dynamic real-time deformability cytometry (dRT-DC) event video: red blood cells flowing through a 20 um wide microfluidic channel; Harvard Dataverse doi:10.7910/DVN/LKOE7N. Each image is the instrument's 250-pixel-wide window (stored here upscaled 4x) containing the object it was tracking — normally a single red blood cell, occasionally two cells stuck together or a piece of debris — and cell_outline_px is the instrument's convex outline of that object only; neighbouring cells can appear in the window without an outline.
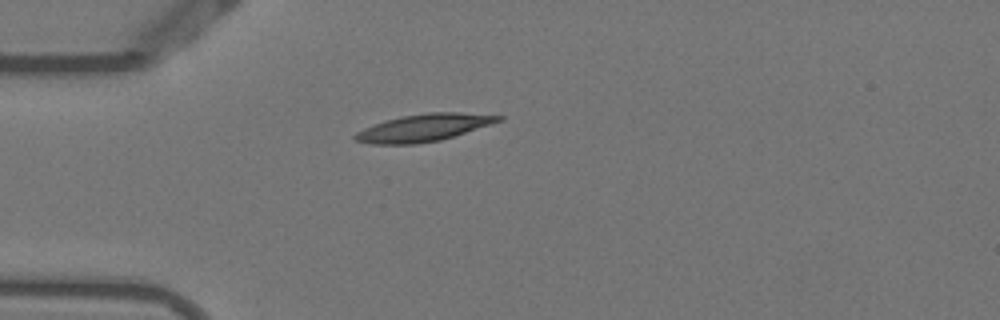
{"species": "Egyptian fruit bat (a non-hibernating species)", "species_latin": "Rousettus aegyptiacus", "temperature_condition": "warm", "stored_images_in_passage": 36, "camera_frame_rate_fps": 3000, "um_per_image_px": 0.085, "animal": {"sex": "female"}, "frame": {"image": 1, "passage_image": 1, "time_ms": 0.0, "image_size_px": [1000, 320], "cell_outline_px": [[504, 120], [440, 140], [416, 144], [372, 144], [352, 140], [352, 136], [356, 132], [372, 124], [384, 120], [400, 116], [428, 112], [460, 112], [504, 116]], "centroid_in_image_um": [35.97, 10.85], "position_along_channel_um": 49.0, "area_um2": 22.95}}
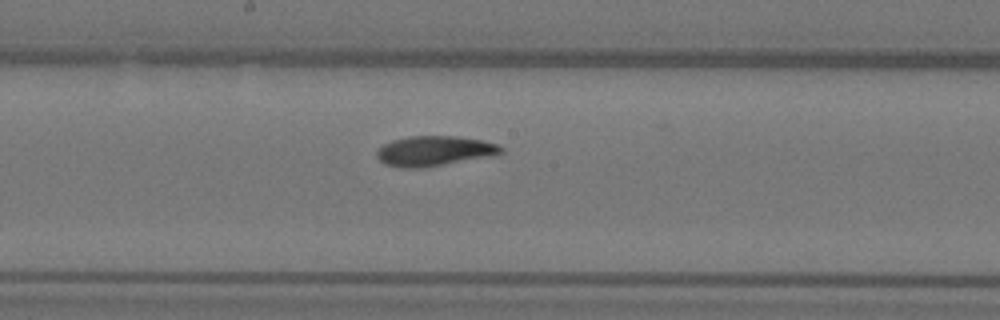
{"frame": {"image": 2, "passage_image": 15, "time_ms": 4.667, "image_size_px": [1000, 320], "cell_outline_px": [[504, 152], [488, 156], [444, 164], [420, 168], [400, 168], [384, 164], [376, 156], [376, 148], [392, 140], [408, 136], [456, 136], [480, 140], [496, 144], [504, 148]], "centroid_in_image_um": [36.84, 12.83], "position_along_channel_um": 211.4, "area_um2": 21.62}}
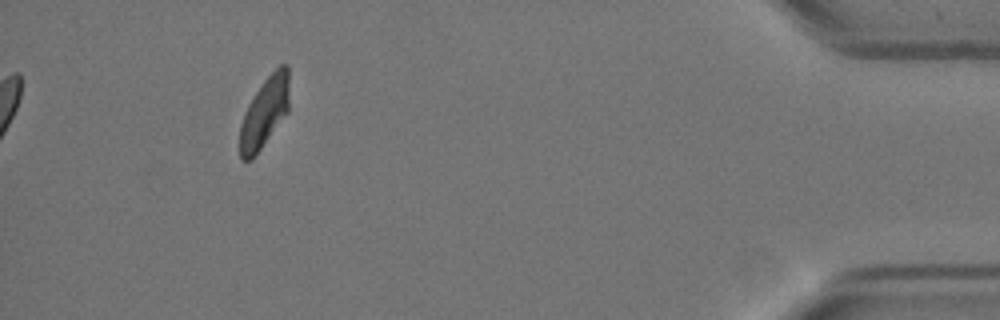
{"frame": {"image": 3, "passage_image": 36, "time_ms": 11.667, "image_size_px": [1000, 320], "cell_outline_px": [[288, 112], [252, 160], [244, 160], [240, 156], [240, 124], [244, 112], [248, 104], [264, 80], [280, 64], [288, 64]], "centroid_in_image_um": [22.48, 9.56], "position_along_channel_um": 412.7, "area_um2": 20.0}, "authors_computed_cell_mechanics": {"area_um2": 21.6461, "velocity_mm_per_s": 3.7608, "shape_relaxation_time_tau1_ms": 4.3784, "shape_relaxation_time_tau2_ms": 2.3503, "deformation_change_tau1": 0.1745, "deformation_change_tau2": 0.0803}}